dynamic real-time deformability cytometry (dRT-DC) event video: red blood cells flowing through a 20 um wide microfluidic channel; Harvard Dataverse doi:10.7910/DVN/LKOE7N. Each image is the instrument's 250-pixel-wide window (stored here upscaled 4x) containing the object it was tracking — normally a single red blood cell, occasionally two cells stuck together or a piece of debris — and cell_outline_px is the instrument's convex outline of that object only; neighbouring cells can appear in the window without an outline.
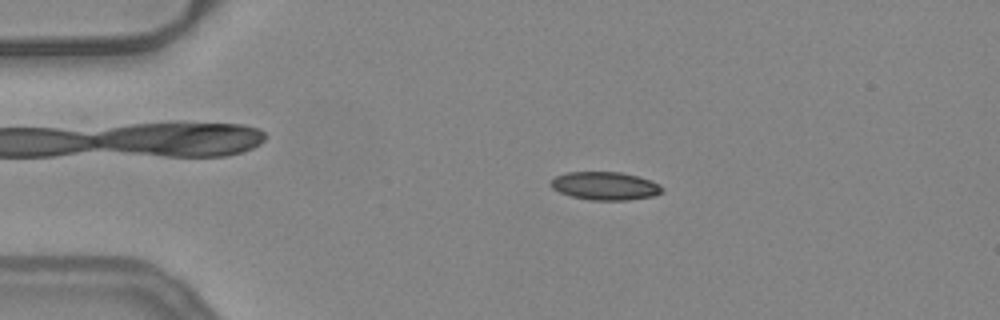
{"species": "common noctule bat (a hibernating species)", "species_latin": "Nyctalus noctula", "temperature_condition": "warm", "stored_images_in_passage": 48, "camera_frame_rate_fps": 3000, "um_per_image_px": 0.085, "animal": {"sex": "female", "body_mass_g": 24.6, "forearm_length_mm": 56.2}, "frame": {"image": 1, "passage_image": 7, "time_ms": 2.0, "image_size_px": [1000, 320], "cell_outline_px": [[664, 192], [652, 196], [628, 200], [592, 200], [572, 196], [560, 192], [552, 188], [548, 184], [556, 176], [568, 172], [620, 172], [636, 176], [660, 184], [664, 188]], "centroid_in_image_um": [51.44, 15.8], "position_along_channel_um": 33.6, "area_um2": 18.15}}
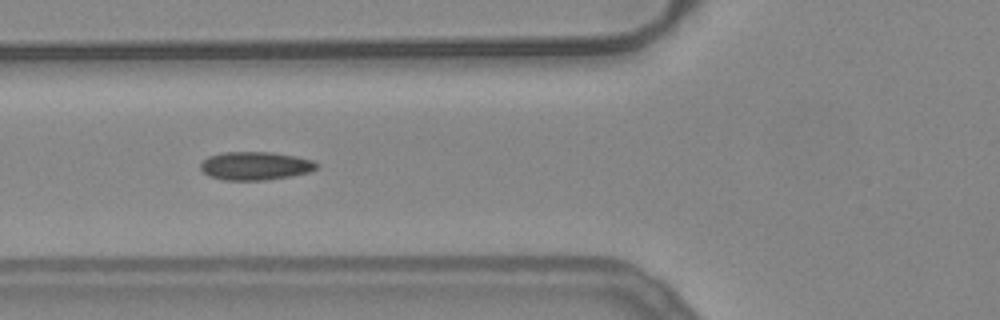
{"frame": {"image": 2, "passage_image": 16, "time_ms": 5.0, "image_size_px": [1000, 320], "cell_outline_px": [[320, 164], [316, 168], [308, 172], [292, 176], [268, 180], [224, 180], [208, 176], [200, 168], [200, 164], [208, 156], [224, 152], [272, 152], [296, 156], [312, 160]], "centroid_in_image_um": [21.7, 14.1], "position_along_channel_um": 104.1, "area_um2": 19.25}}
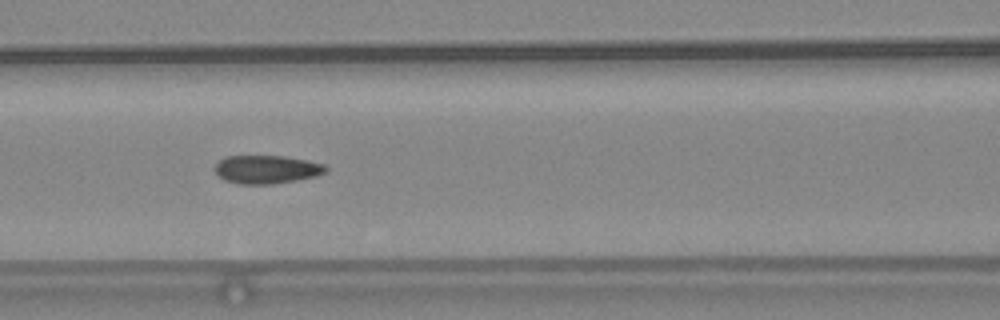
{"frame": {"image": 3, "passage_image": 19, "time_ms": 6.0, "image_size_px": [1000, 320], "cell_outline_px": [[328, 172], [316, 176], [296, 180], [272, 184], [240, 184], [224, 180], [212, 168], [224, 156], [284, 156], [308, 160], [324, 164], [328, 168]], "centroid_in_image_um": [22.68, 14.39], "position_along_channel_um": 143.9, "area_um2": 18.44}, "authors_computed_cell_mechanics": {"area_um2": 18.4382, "velocity_mm_per_s": 3.9306, "shape_relaxation_time_tau1_ms": 8.1049, "shape_relaxation_time_tau2_ms": 1.7923, "deformation_change_tau1": 0.2193, "deformation_change_tau2": 0.0891}}